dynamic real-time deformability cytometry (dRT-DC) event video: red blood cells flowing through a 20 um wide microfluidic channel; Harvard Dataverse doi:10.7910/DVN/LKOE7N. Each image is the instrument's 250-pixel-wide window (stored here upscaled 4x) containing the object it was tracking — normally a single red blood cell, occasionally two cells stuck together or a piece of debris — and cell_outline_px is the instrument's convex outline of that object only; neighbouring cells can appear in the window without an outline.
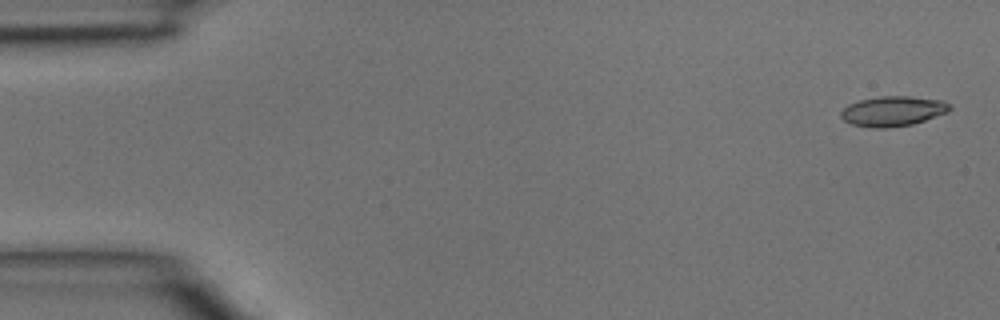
{"species": "common noctule bat (a hibernating species)", "species_latin": "Nyctalus noctula", "temperature_condition": "room temperature", "stored_images_in_passage": 5, "segment_of_instrument_passage": [1, 2], "camera_frame_rate_fps": 3000, "um_per_image_px": 0.085, "animal": {"sex": "male", "body_mass_g": 15.6}, "frame": {"image": 1, "passage_image": 1, "time_ms": 0.0, "image_size_px": [1000, 320], "cell_outline_px": [[952, 108], [948, 112], [912, 124], [888, 128], [872, 128], [852, 124], [844, 120], [840, 116], [840, 112], [848, 104], [860, 100], [880, 96], [912, 96], [944, 100]], "centroid_in_image_um": [75.89, 9.44], "position_along_channel_um": 9.1, "area_um2": 19.07}}
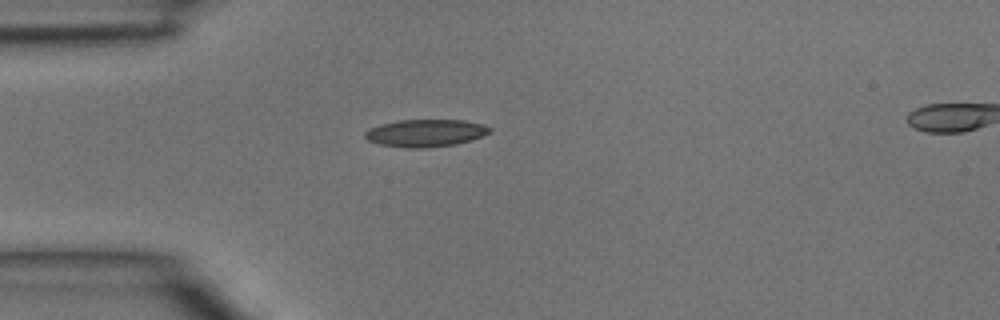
{"frame": {"image": 2, "passage_image": 4, "time_ms": 1.0, "image_size_px": [1000, 320], "cell_outline_px": [[492, 132], [472, 140], [456, 144], [428, 148], [404, 148], [380, 144], [368, 140], [364, 136], [364, 132], [368, 128], [380, 124], [400, 120], [464, 120], [480, 124], [492, 128]], "centroid_in_image_um": [36.16, 11.31], "position_along_channel_um": 48.8, "area_um2": 20.06}}